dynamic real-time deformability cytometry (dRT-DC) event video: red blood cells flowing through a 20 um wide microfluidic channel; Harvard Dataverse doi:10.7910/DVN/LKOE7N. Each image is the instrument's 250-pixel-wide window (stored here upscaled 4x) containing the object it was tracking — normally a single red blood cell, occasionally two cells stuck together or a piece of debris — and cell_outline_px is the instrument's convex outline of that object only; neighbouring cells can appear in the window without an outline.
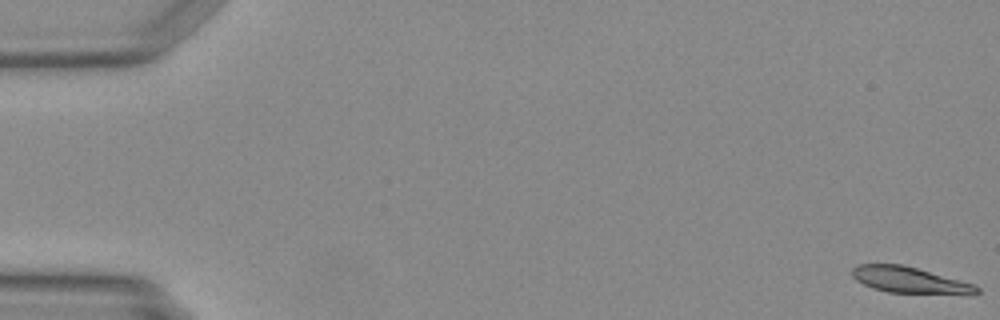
{"species": "Egyptian fruit bat (a non-hibernating species)", "species_latin": "Rousettus aegyptiacus", "temperature_condition": "warm", "stored_images_in_passage": 50, "camera_frame_rate_fps": 3000, "um_per_image_px": 0.085, "animal": {"sex": "female"}, "frame": {"image": 1, "passage_image": 1, "time_ms": 0.0, "image_size_px": [1000, 320], "cell_outline_px": [[980, 292], [972, 296], [968, 296], [888, 292], [872, 288], [856, 280], [852, 276], [852, 268], [856, 264], [900, 264], [916, 268], [976, 284], [980, 288]], "centroid_in_image_um": [77.43, 23.84], "position_along_channel_um": 7.6, "area_um2": 19.59}}
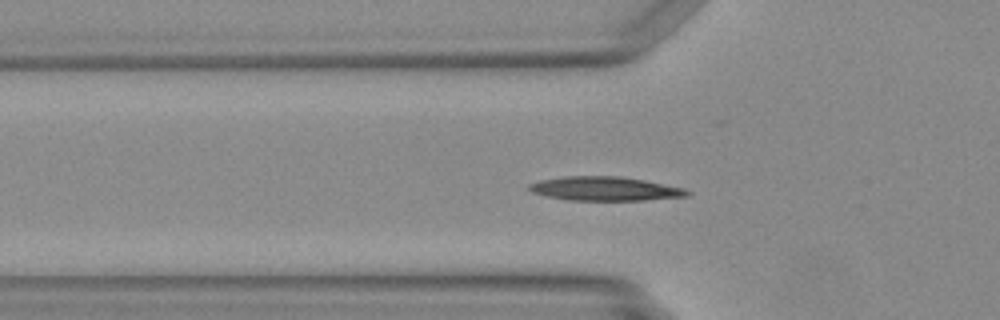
{"frame": {"image": 2, "passage_image": 17, "time_ms": 5.333, "image_size_px": [1000, 320], "cell_outline_px": [[692, 192], [688, 196], [644, 200], [568, 200], [548, 196], [532, 192], [528, 188], [528, 184], [540, 180], [568, 176], [620, 176], [644, 180], [684, 188]], "centroid_in_image_um": [51.44, 16.04], "position_along_channel_um": 74.4, "area_um2": 21.96}}
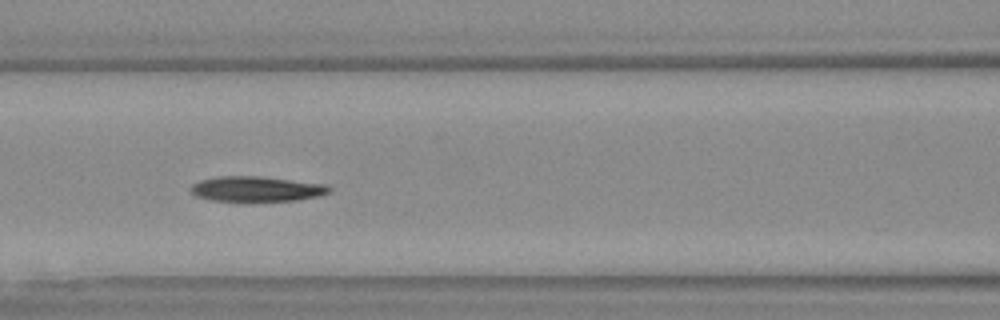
{"frame": {"image": 3, "passage_image": 22, "time_ms": 7.0, "image_size_px": [1000, 320], "cell_outline_px": [[332, 188], [328, 192], [320, 196], [296, 200], [212, 200], [196, 196], [192, 192], [192, 184], [200, 180], [220, 176], [260, 176], [324, 184]], "centroid_in_image_um": [21.81, 16.04], "position_along_channel_um": 144.8, "area_um2": 19.83}}